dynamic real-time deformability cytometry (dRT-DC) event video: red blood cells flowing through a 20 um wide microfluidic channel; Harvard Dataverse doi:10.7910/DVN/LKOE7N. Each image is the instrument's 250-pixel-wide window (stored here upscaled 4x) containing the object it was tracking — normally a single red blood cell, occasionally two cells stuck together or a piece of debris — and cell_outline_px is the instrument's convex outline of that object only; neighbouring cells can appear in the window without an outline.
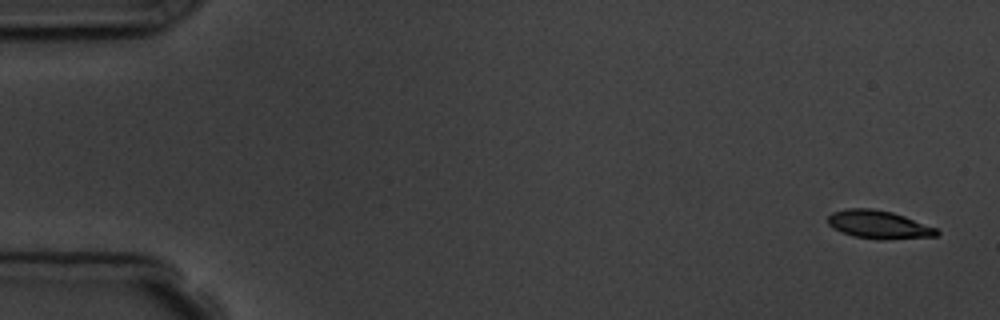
{"species": "common noctule bat (a hibernating species)", "species_latin": "Nyctalus noctula", "temperature_condition": "room temperature", "stored_images_in_passage": 5, "camera_frame_rate_fps": 3000, "um_per_image_px": 0.085, "animal": {"sex": "male", "body_mass_g": 19.5, "forearm_length_mm": 54.6}, "frame": {"image": 1, "passage_image": 1, "time_ms": 0.0, "image_size_px": [1000, 320], "cell_outline_px": [[940, 232], [936, 236], [880, 240], [852, 236], [840, 232], [832, 228], [828, 224], [828, 216], [832, 212], [848, 208], [872, 208], [892, 212], [904, 216], [936, 228]], "centroid_in_image_um": [74.65, 19.09], "position_along_channel_um": 10.4, "area_um2": 17.92}}
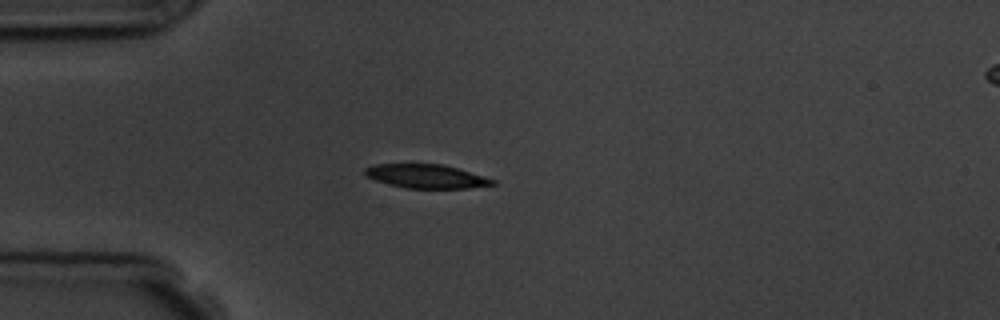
{"frame": {"image": 2, "passage_image": 5, "time_ms": 4.333, "image_size_px": [1000, 320], "cell_outline_px": [[496, 184], [468, 188], [404, 188], [376, 180], [364, 176], [364, 168], [372, 164], [444, 164], [496, 180]], "centroid_in_image_um": [36.2, 14.98], "position_along_channel_um": 48.8, "area_um2": 17.69}}